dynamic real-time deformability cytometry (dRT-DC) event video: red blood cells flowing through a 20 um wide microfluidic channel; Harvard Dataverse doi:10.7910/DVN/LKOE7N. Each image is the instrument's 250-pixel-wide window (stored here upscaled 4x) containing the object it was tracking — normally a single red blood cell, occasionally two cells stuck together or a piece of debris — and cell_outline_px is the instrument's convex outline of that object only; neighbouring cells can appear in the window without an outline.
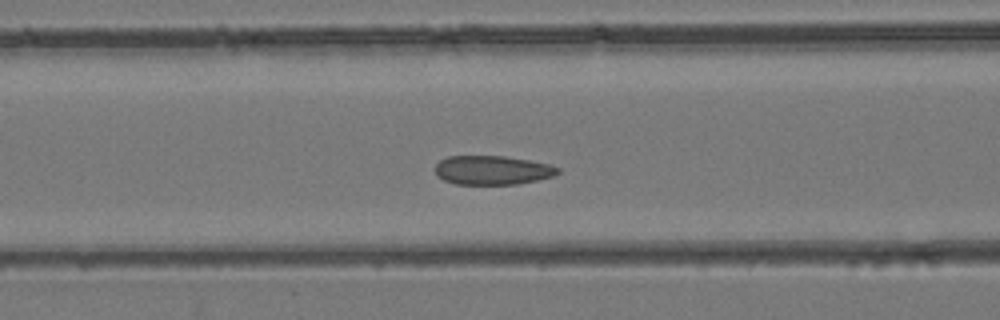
{"species": "common noctule bat (a hibernating species)", "species_latin": "Nyctalus noctula", "temperature_condition": "room temperature", "stored_images_in_passage": 41, "camera_frame_rate_fps": 3000, "um_per_image_px": 0.085, "animal": {"sex": "female", "body_mass_g": 24.6, "forearm_length_mm": 56.2}, "frame": {"image": 1, "passage_image": 15, "time_ms": 4.667, "image_size_px": [1000, 320], "cell_outline_px": [[560, 172], [552, 176], [536, 180], [516, 184], [456, 184], [444, 180], [436, 176], [436, 164], [440, 160], [448, 156], [504, 156], [528, 160], [548, 164], [560, 168]], "centroid_in_image_um": [41.83, 14.46], "position_along_channel_um": 124.8, "area_um2": 20.63}}
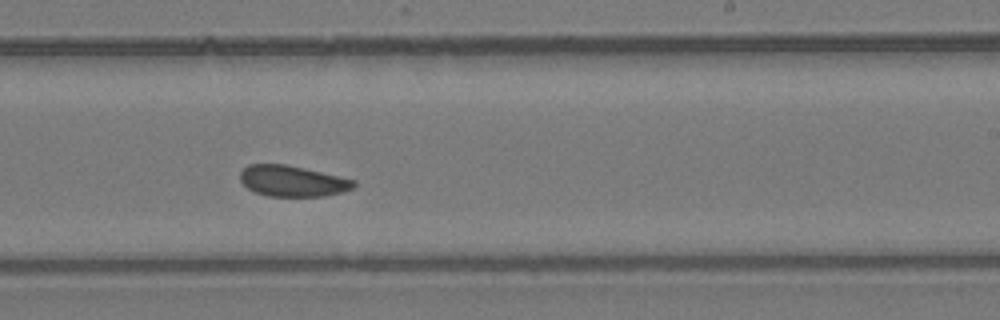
{"frame": {"image": 2, "passage_image": 24, "time_ms": 7.667, "image_size_px": [1000, 320], "cell_outline_px": [[356, 184], [352, 188], [340, 192], [324, 196], [268, 196], [256, 192], [248, 188], [240, 180], [240, 172], [248, 164], [284, 164], [304, 168], [356, 180]], "centroid_in_image_um": [24.84, 15.38], "position_along_channel_um": 264.2, "area_um2": 20.29}}
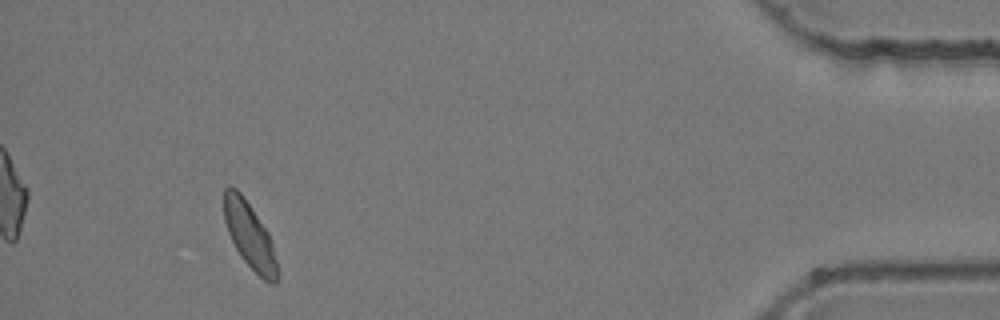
{"frame": {"image": 3, "passage_image": 38, "time_ms": 12.333, "image_size_px": [1000, 320], "cell_outline_px": [[280, 276], [276, 284], [272, 284], [264, 280], [240, 256], [228, 232], [224, 220], [224, 188], [228, 184], [236, 188], [240, 192], [268, 232], [272, 244], [280, 272]], "centroid_in_image_um": [21.24, 20.04], "position_along_channel_um": 414.0, "area_um2": 20.46}}